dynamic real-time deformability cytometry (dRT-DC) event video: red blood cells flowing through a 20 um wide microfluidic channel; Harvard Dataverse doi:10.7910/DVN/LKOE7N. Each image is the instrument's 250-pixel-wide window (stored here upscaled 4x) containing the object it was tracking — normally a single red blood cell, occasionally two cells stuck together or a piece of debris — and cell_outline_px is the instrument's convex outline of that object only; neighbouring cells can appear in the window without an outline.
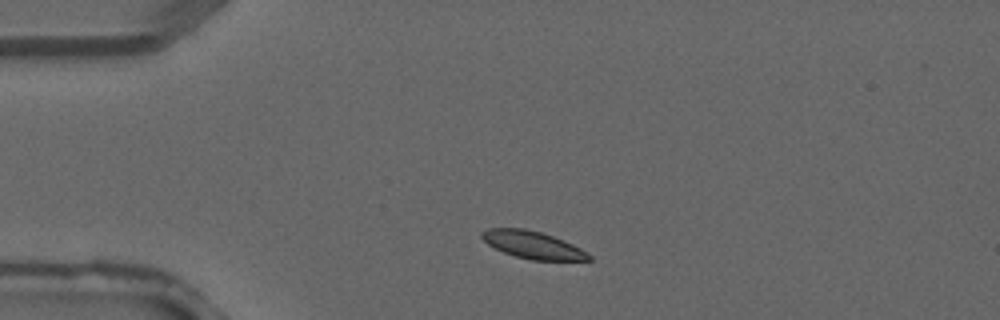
{"species": "common noctule bat (a hibernating species)", "species_latin": "Nyctalus noctula", "temperature_condition": "warm", "stored_images_in_passage": 1, "camera_frame_rate_fps": 3000, "um_per_image_px": 0.085, "animal": {"sex": "male", "forearm_length_mm": 52.5}, "frame": {"image": 1, "passage_image": 1, "time_ms": 0.0, "image_size_px": [1000, 320], "cell_outline_px": [[592, 260], [532, 260], [516, 256], [504, 252], [488, 244], [480, 236], [480, 232], [488, 228], [524, 228], [540, 232], [552, 236], [572, 244], [588, 252], [592, 256]], "centroid_in_image_um": [45.28, 20.81], "position_along_channel_um": 39.7, "area_um2": 16.94}}